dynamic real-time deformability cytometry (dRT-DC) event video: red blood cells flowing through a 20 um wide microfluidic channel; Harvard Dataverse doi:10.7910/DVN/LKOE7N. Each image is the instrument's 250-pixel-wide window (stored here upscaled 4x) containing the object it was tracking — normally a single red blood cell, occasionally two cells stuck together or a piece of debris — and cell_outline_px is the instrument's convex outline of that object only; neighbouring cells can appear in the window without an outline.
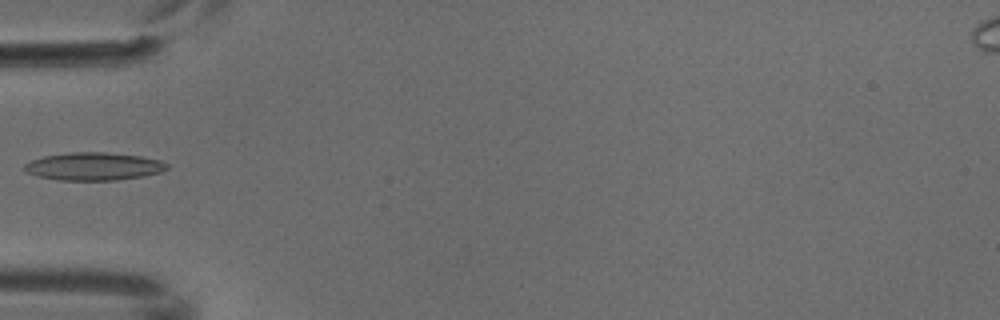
{"species": "common noctule bat (a hibernating species)", "species_latin": "Nyctalus noctula", "temperature_condition": "cold", "stored_images_in_passage": 4, "camera_frame_rate_fps": 3000, "um_per_image_px": 0.085, "animal": {"sex": "male", "body_mass_g": 18.8}, "frame": {"image": 1, "passage_image": 3, "time_ms": 0.667, "image_size_px": [1000, 320], "cell_outline_px": [[168, 168], [160, 172], [144, 176], [116, 180], [60, 180], [36, 176], [28, 172], [24, 168], [24, 164], [32, 160], [44, 156], [68, 152], [104, 152], [140, 156], [160, 160], [168, 164]], "centroid_in_image_um": [7.97, 14.14], "position_along_channel_um": 77.0, "area_um2": 23.06}}
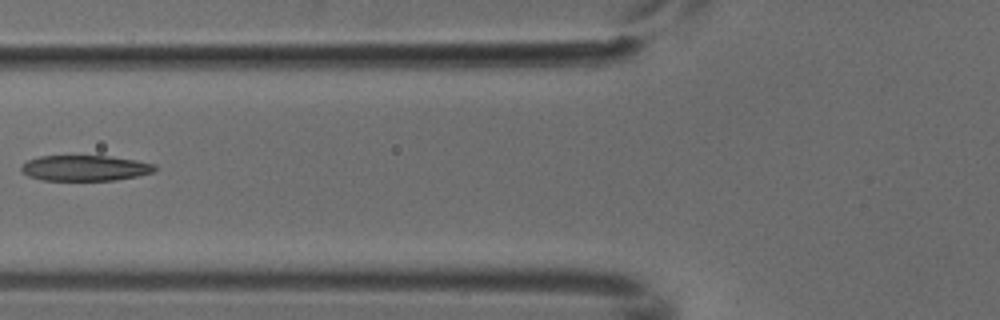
{"frame": {"image": 2, "passage_image": 4, "time_ms": 1.0, "image_size_px": [1000, 320], "cell_outline_px": [[156, 172], [116, 180], [40, 180], [28, 176], [20, 172], [20, 168], [28, 160], [40, 156], [112, 156], [136, 160], [156, 164]], "centroid_in_image_um": [7.24, 14.28], "position_along_channel_um": 118.6, "area_um2": 20.06}}